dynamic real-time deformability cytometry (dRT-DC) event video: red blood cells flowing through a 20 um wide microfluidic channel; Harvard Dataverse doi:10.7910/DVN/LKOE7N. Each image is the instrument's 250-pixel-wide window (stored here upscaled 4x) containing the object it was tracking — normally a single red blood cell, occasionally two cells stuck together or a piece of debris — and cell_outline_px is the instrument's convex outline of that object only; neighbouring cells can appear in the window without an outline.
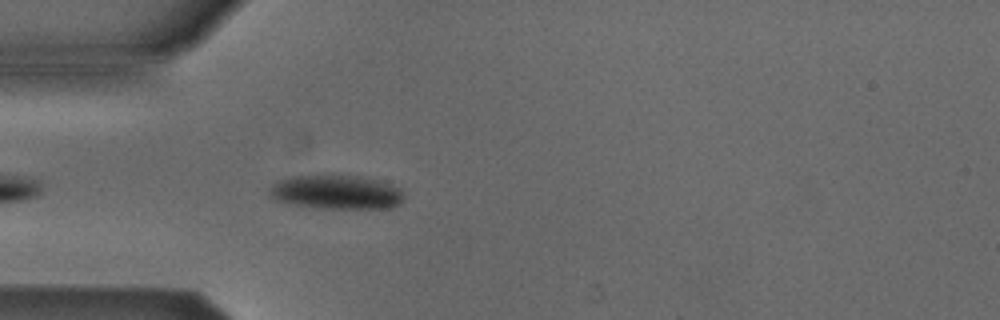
{"species": "Egyptian fruit bat (a non-hibernating species)", "species_latin": "Rousettus aegyptiacus", "temperature_condition": "cold", "stored_images_in_passage": 2, "camera_frame_rate_fps": 3000, "um_per_image_px": 0.085, "animal": {"sex": "male"}, "frame": {"image": 1, "passage_image": 2, "time_ms": 0.333, "image_size_px": [1000, 320], "cell_outline_px": [[404, 196], [400, 204], [392, 208], [316, 208], [292, 204], [276, 200], [268, 196], [268, 188], [276, 180], [288, 176], [360, 176], [380, 180], [400, 188]], "centroid_in_image_um": [28.55, 16.33], "position_along_channel_um": 56.4, "area_um2": 26.93}}